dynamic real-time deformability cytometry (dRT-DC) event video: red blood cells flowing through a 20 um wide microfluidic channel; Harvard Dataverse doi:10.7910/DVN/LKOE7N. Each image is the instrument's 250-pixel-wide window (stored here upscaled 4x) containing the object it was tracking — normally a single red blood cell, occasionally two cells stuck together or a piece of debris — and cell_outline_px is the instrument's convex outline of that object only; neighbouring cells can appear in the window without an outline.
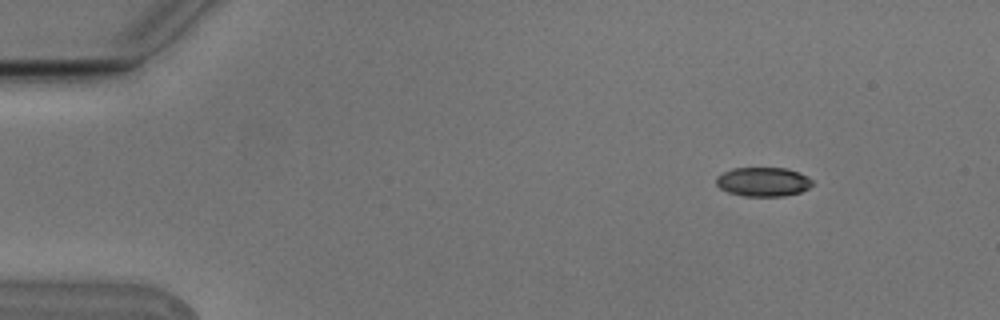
{"species": "Egyptian fruit bat (a non-hibernating species)", "species_latin": "Rousettus aegyptiacus", "temperature_condition": "cold", "stored_images_in_passage": 4, "camera_frame_rate_fps": 3000, "um_per_image_px": 0.085, "animal": {"sex": "male"}, "frame": {"image": 1, "passage_image": 1, "time_ms": 0.0, "image_size_px": [1000, 320], "cell_outline_px": [[812, 184], [808, 188], [800, 192], [784, 196], [744, 196], [728, 192], [720, 188], [716, 184], [716, 176], [732, 168], [788, 168], [812, 180]], "centroid_in_image_um": [64.83, 15.45], "position_along_channel_um": 20.2, "area_um2": 16.18}}